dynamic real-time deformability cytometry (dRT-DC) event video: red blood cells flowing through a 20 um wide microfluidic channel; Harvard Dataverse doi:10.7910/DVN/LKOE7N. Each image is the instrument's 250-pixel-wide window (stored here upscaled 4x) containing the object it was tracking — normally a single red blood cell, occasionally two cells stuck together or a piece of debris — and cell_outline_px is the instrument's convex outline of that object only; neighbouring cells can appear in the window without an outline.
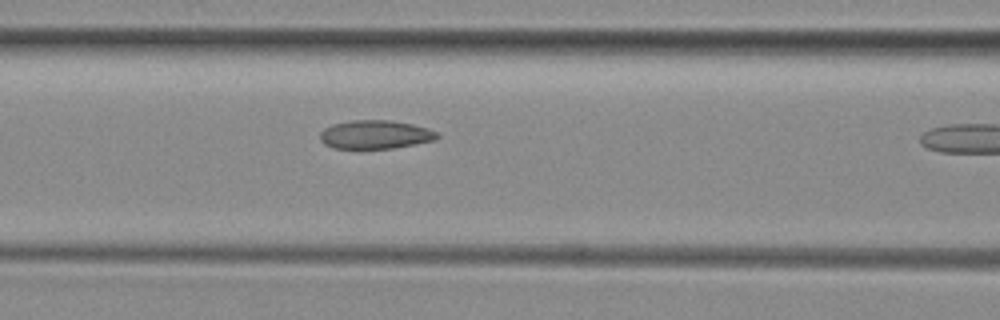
{"species": "common noctule bat (a hibernating species)", "species_latin": "Nyctalus noctula", "temperature_condition": "room temperature", "stored_images_in_passage": 11, "camera_frame_rate_fps": 3000, "um_per_image_px": 0.085, "animal": {"sex": "female", "body_mass_g": 29.2, "forearm_length_mm": 56.3}, "frame": {"image": 1, "passage_image": 10, "time_ms": 3.0, "image_size_px": [1000, 320], "cell_outline_px": [[440, 136], [436, 140], [392, 148], [332, 148], [324, 144], [320, 140], [320, 132], [324, 128], [332, 124], [352, 120], [392, 120], [412, 124], [428, 128], [436, 132]], "centroid_in_image_um": [31.88, 11.43], "position_along_channel_um": 134.7, "area_um2": 19.54}}